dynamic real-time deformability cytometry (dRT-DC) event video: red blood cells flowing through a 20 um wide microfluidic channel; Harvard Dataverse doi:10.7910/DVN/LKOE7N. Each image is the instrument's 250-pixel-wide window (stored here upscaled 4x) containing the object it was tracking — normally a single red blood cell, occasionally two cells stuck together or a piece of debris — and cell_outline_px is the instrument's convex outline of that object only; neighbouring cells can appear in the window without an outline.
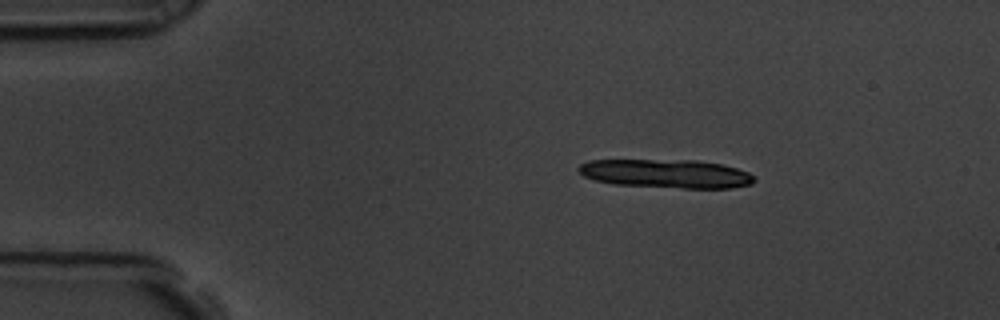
{"species": "common noctule bat (a hibernating species)", "species_latin": "Nyctalus noctula", "temperature_condition": "room temperature", "stored_images_in_passage": 8, "camera_frame_rate_fps": 3000, "um_per_image_px": 0.085, "animal": {"sex": "male", "body_mass_g": 19.5, "forearm_length_mm": 54.6}, "frame": {"image": 1, "passage_image": 1, "time_ms": 0.0, "image_size_px": [1000, 320], "cell_outline_px": [[756, 180], [752, 184], [732, 188], [684, 188], [616, 184], [596, 180], [584, 176], [576, 168], [580, 164], [588, 160], [696, 160], [720, 164], [736, 168], [748, 172], [756, 176]], "centroid_in_image_um": [56.66, 14.76], "position_along_channel_um": 28.3, "area_um2": 29.3}}